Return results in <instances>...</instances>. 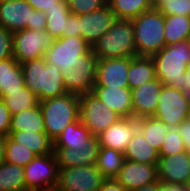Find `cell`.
Masks as SVG:
<instances>
[{
    "label": "cell",
    "mask_w": 190,
    "mask_h": 191,
    "mask_svg": "<svg viewBox=\"0 0 190 191\" xmlns=\"http://www.w3.org/2000/svg\"><path fill=\"white\" fill-rule=\"evenodd\" d=\"M9 137L29 148L37 156L53 153V141L46 133L30 131H10Z\"/></svg>",
    "instance_id": "26"
},
{
    "label": "cell",
    "mask_w": 190,
    "mask_h": 191,
    "mask_svg": "<svg viewBox=\"0 0 190 191\" xmlns=\"http://www.w3.org/2000/svg\"><path fill=\"white\" fill-rule=\"evenodd\" d=\"M164 16H190V0H166L158 9Z\"/></svg>",
    "instance_id": "38"
},
{
    "label": "cell",
    "mask_w": 190,
    "mask_h": 191,
    "mask_svg": "<svg viewBox=\"0 0 190 191\" xmlns=\"http://www.w3.org/2000/svg\"><path fill=\"white\" fill-rule=\"evenodd\" d=\"M7 136L0 135V163L4 161Z\"/></svg>",
    "instance_id": "47"
},
{
    "label": "cell",
    "mask_w": 190,
    "mask_h": 191,
    "mask_svg": "<svg viewBox=\"0 0 190 191\" xmlns=\"http://www.w3.org/2000/svg\"><path fill=\"white\" fill-rule=\"evenodd\" d=\"M162 86V82L155 78L131 90L134 118L154 116Z\"/></svg>",
    "instance_id": "18"
},
{
    "label": "cell",
    "mask_w": 190,
    "mask_h": 191,
    "mask_svg": "<svg viewBox=\"0 0 190 191\" xmlns=\"http://www.w3.org/2000/svg\"><path fill=\"white\" fill-rule=\"evenodd\" d=\"M166 0H150L152 9H159Z\"/></svg>",
    "instance_id": "51"
},
{
    "label": "cell",
    "mask_w": 190,
    "mask_h": 191,
    "mask_svg": "<svg viewBox=\"0 0 190 191\" xmlns=\"http://www.w3.org/2000/svg\"><path fill=\"white\" fill-rule=\"evenodd\" d=\"M186 98H187V101L190 105V90L189 91H186Z\"/></svg>",
    "instance_id": "52"
},
{
    "label": "cell",
    "mask_w": 190,
    "mask_h": 191,
    "mask_svg": "<svg viewBox=\"0 0 190 191\" xmlns=\"http://www.w3.org/2000/svg\"><path fill=\"white\" fill-rule=\"evenodd\" d=\"M137 130V119L120 117L115 123L99 134L100 147H107L124 153Z\"/></svg>",
    "instance_id": "17"
},
{
    "label": "cell",
    "mask_w": 190,
    "mask_h": 191,
    "mask_svg": "<svg viewBox=\"0 0 190 191\" xmlns=\"http://www.w3.org/2000/svg\"><path fill=\"white\" fill-rule=\"evenodd\" d=\"M92 46L81 36H70L54 39L44 58L46 62L59 69L77 61V58L87 54Z\"/></svg>",
    "instance_id": "11"
},
{
    "label": "cell",
    "mask_w": 190,
    "mask_h": 191,
    "mask_svg": "<svg viewBox=\"0 0 190 191\" xmlns=\"http://www.w3.org/2000/svg\"><path fill=\"white\" fill-rule=\"evenodd\" d=\"M127 191H132L150 183H158L157 164H146L125 160L114 178Z\"/></svg>",
    "instance_id": "15"
},
{
    "label": "cell",
    "mask_w": 190,
    "mask_h": 191,
    "mask_svg": "<svg viewBox=\"0 0 190 191\" xmlns=\"http://www.w3.org/2000/svg\"><path fill=\"white\" fill-rule=\"evenodd\" d=\"M130 57L98 59L94 86L129 87L127 74Z\"/></svg>",
    "instance_id": "14"
},
{
    "label": "cell",
    "mask_w": 190,
    "mask_h": 191,
    "mask_svg": "<svg viewBox=\"0 0 190 191\" xmlns=\"http://www.w3.org/2000/svg\"><path fill=\"white\" fill-rule=\"evenodd\" d=\"M164 37L166 45L176 44L190 38V16H165Z\"/></svg>",
    "instance_id": "29"
},
{
    "label": "cell",
    "mask_w": 190,
    "mask_h": 191,
    "mask_svg": "<svg viewBox=\"0 0 190 191\" xmlns=\"http://www.w3.org/2000/svg\"><path fill=\"white\" fill-rule=\"evenodd\" d=\"M116 20L115 13L108 4L101 9L82 14L80 15L81 37L92 46Z\"/></svg>",
    "instance_id": "16"
},
{
    "label": "cell",
    "mask_w": 190,
    "mask_h": 191,
    "mask_svg": "<svg viewBox=\"0 0 190 191\" xmlns=\"http://www.w3.org/2000/svg\"><path fill=\"white\" fill-rule=\"evenodd\" d=\"M46 14L45 31L50 34L53 39L63 37V30L66 26V18L70 12L69 6H52L44 11Z\"/></svg>",
    "instance_id": "33"
},
{
    "label": "cell",
    "mask_w": 190,
    "mask_h": 191,
    "mask_svg": "<svg viewBox=\"0 0 190 191\" xmlns=\"http://www.w3.org/2000/svg\"><path fill=\"white\" fill-rule=\"evenodd\" d=\"M185 150L190 153V116L187 117L178 127Z\"/></svg>",
    "instance_id": "44"
},
{
    "label": "cell",
    "mask_w": 190,
    "mask_h": 191,
    "mask_svg": "<svg viewBox=\"0 0 190 191\" xmlns=\"http://www.w3.org/2000/svg\"><path fill=\"white\" fill-rule=\"evenodd\" d=\"M10 131H30L46 133L44 119L39 104L25 109L11 117Z\"/></svg>",
    "instance_id": "27"
},
{
    "label": "cell",
    "mask_w": 190,
    "mask_h": 191,
    "mask_svg": "<svg viewBox=\"0 0 190 191\" xmlns=\"http://www.w3.org/2000/svg\"><path fill=\"white\" fill-rule=\"evenodd\" d=\"M132 191H158V183H150Z\"/></svg>",
    "instance_id": "48"
},
{
    "label": "cell",
    "mask_w": 190,
    "mask_h": 191,
    "mask_svg": "<svg viewBox=\"0 0 190 191\" xmlns=\"http://www.w3.org/2000/svg\"><path fill=\"white\" fill-rule=\"evenodd\" d=\"M156 78L155 65L151 56L130 57L127 74L128 85L132 90Z\"/></svg>",
    "instance_id": "24"
},
{
    "label": "cell",
    "mask_w": 190,
    "mask_h": 191,
    "mask_svg": "<svg viewBox=\"0 0 190 191\" xmlns=\"http://www.w3.org/2000/svg\"><path fill=\"white\" fill-rule=\"evenodd\" d=\"M99 139L97 136H92L87 140V146L83 149H66L53 148L58 168H68L73 166H90L95 165L99 152Z\"/></svg>",
    "instance_id": "19"
},
{
    "label": "cell",
    "mask_w": 190,
    "mask_h": 191,
    "mask_svg": "<svg viewBox=\"0 0 190 191\" xmlns=\"http://www.w3.org/2000/svg\"><path fill=\"white\" fill-rule=\"evenodd\" d=\"M13 57V33L0 26V61Z\"/></svg>",
    "instance_id": "39"
},
{
    "label": "cell",
    "mask_w": 190,
    "mask_h": 191,
    "mask_svg": "<svg viewBox=\"0 0 190 191\" xmlns=\"http://www.w3.org/2000/svg\"><path fill=\"white\" fill-rule=\"evenodd\" d=\"M81 36L80 30V15L70 13L66 18L65 30H63V37Z\"/></svg>",
    "instance_id": "41"
},
{
    "label": "cell",
    "mask_w": 190,
    "mask_h": 191,
    "mask_svg": "<svg viewBox=\"0 0 190 191\" xmlns=\"http://www.w3.org/2000/svg\"><path fill=\"white\" fill-rule=\"evenodd\" d=\"M125 160L124 153L112 148L100 147L95 165L105 179H114Z\"/></svg>",
    "instance_id": "30"
},
{
    "label": "cell",
    "mask_w": 190,
    "mask_h": 191,
    "mask_svg": "<svg viewBox=\"0 0 190 191\" xmlns=\"http://www.w3.org/2000/svg\"><path fill=\"white\" fill-rule=\"evenodd\" d=\"M92 51L98 59L137 56L132 21L117 19L92 45Z\"/></svg>",
    "instance_id": "4"
},
{
    "label": "cell",
    "mask_w": 190,
    "mask_h": 191,
    "mask_svg": "<svg viewBox=\"0 0 190 191\" xmlns=\"http://www.w3.org/2000/svg\"><path fill=\"white\" fill-rule=\"evenodd\" d=\"M0 191H27L24 167L5 161L0 163Z\"/></svg>",
    "instance_id": "31"
},
{
    "label": "cell",
    "mask_w": 190,
    "mask_h": 191,
    "mask_svg": "<svg viewBox=\"0 0 190 191\" xmlns=\"http://www.w3.org/2000/svg\"><path fill=\"white\" fill-rule=\"evenodd\" d=\"M33 7L26 0L0 2V26L11 33L24 30L31 23Z\"/></svg>",
    "instance_id": "20"
},
{
    "label": "cell",
    "mask_w": 190,
    "mask_h": 191,
    "mask_svg": "<svg viewBox=\"0 0 190 191\" xmlns=\"http://www.w3.org/2000/svg\"><path fill=\"white\" fill-rule=\"evenodd\" d=\"M138 56H153L165 45V16L158 9H150L131 19Z\"/></svg>",
    "instance_id": "5"
},
{
    "label": "cell",
    "mask_w": 190,
    "mask_h": 191,
    "mask_svg": "<svg viewBox=\"0 0 190 191\" xmlns=\"http://www.w3.org/2000/svg\"><path fill=\"white\" fill-rule=\"evenodd\" d=\"M91 93L120 117H133L131 89L129 87L94 86Z\"/></svg>",
    "instance_id": "21"
},
{
    "label": "cell",
    "mask_w": 190,
    "mask_h": 191,
    "mask_svg": "<svg viewBox=\"0 0 190 191\" xmlns=\"http://www.w3.org/2000/svg\"><path fill=\"white\" fill-rule=\"evenodd\" d=\"M187 188L184 185L178 184H165L158 182V191H186Z\"/></svg>",
    "instance_id": "46"
},
{
    "label": "cell",
    "mask_w": 190,
    "mask_h": 191,
    "mask_svg": "<svg viewBox=\"0 0 190 191\" xmlns=\"http://www.w3.org/2000/svg\"><path fill=\"white\" fill-rule=\"evenodd\" d=\"M157 177L159 182L165 184L186 186L190 177V153L184 151L171 156H160Z\"/></svg>",
    "instance_id": "13"
},
{
    "label": "cell",
    "mask_w": 190,
    "mask_h": 191,
    "mask_svg": "<svg viewBox=\"0 0 190 191\" xmlns=\"http://www.w3.org/2000/svg\"><path fill=\"white\" fill-rule=\"evenodd\" d=\"M98 191H127L115 179H105Z\"/></svg>",
    "instance_id": "45"
},
{
    "label": "cell",
    "mask_w": 190,
    "mask_h": 191,
    "mask_svg": "<svg viewBox=\"0 0 190 191\" xmlns=\"http://www.w3.org/2000/svg\"><path fill=\"white\" fill-rule=\"evenodd\" d=\"M53 40L45 30L16 31L13 33V57L20 64L44 57Z\"/></svg>",
    "instance_id": "9"
},
{
    "label": "cell",
    "mask_w": 190,
    "mask_h": 191,
    "mask_svg": "<svg viewBox=\"0 0 190 191\" xmlns=\"http://www.w3.org/2000/svg\"><path fill=\"white\" fill-rule=\"evenodd\" d=\"M11 112L3 99H0V135L9 136L11 127Z\"/></svg>",
    "instance_id": "40"
},
{
    "label": "cell",
    "mask_w": 190,
    "mask_h": 191,
    "mask_svg": "<svg viewBox=\"0 0 190 191\" xmlns=\"http://www.w3.org/2000/svg\"><path fill=\"white\" fill-rule=\"evenodd\" d=\"M185 78H186V84H185V92L190 90V62L187 65L186 71H185Z\"/></svg>",
    "instance_id": "49"
},
{
    "label": "cell",
    "mask_w": 190,
    "mask_h": 191,
    "mask_svg": "<svg viewBox=\"0 0 190 191\" xmlns=\"http://www.w3.org/2000/svg\"><path fill=\"white\" fill-rule=\"evenodd\" d=\"M46 28V14L39 10L32 12L31 23H27L26 29L29 30H45Z\"/></svg>",
    "instance_id": "43"
},
{
    "label": "cell",
    "mask_w": 190,
    "mask_h": 191,
    "mask_svg": "<svg viewBox=\"0 0 190 191\" xmlns=\"http://www.w3.org/2000/svg\"><path fill=\"white\" fill-rule=\"evenodd\" d=\"M151 57L155 65L156 78L163 85L185 91V71L190 62V41L165 45Z\"/></svg>",
    "instance_id": "1"
},
{
    "label": "cell",
    "mask_w": 190,
    "mask_h": 191,
    "mask_svg": "<svg viewBox=\"0 0 190 191\" xmlns=\"http://www.w3.org/2000/svg\"><path fill=\"white\" fill-rule=\"evenodd\" d=\"M137 129L156 150H160L170 127L154 116L137 119Z\"/></svg>",
    "instance_id": "28"
},
{
    "label": "cell",
    "mask_w": 190,
    "mask_h": 191,
    "mask_svg": "<svg viewBox=\"0 0 190 191\" xmlns=\"http://www.w3.org/2000/svg\"><path fill=\"white\" fill-rule=\"evenodd\" d=\"M97 56L91 50L77 61L60 70L68 93H90L96 82Z\"/></svg>",
    "instance_id": "6"
},
{
    "label": "cell",
    "mask_w": 190,
    "mask_h": 191,
    "mask_svg": "<svg viewBox=\"0 0 190 191\" xmlns=\"http://www.w3.org/2000/svg\"><path fill=\"white\" fill-rule=\"evenodd\" d=\"M104 180L96 165L59 169L58 183L65 191H98Z\"/></svg>",
    "instance_id": "12"
},
{
    "label": "cell",
    "mask_w": 190,
    "mask_h": 191,
    "mask_svg": "<svg viewBox=\"0 0 190 191\" xmlns=\"http://www.w3.org/2000/svg\"><path fill=\"white\" fill-rule=\"evenodd\" d=\"M117 19L131 20L151 8L150 0H107Z\"/></svg>",
    "instance_id": "32"
},
{
    "label": "cell",
    "mask_w": 190,
    "mask_h": 191,
    "mask_svg": "<svg viewBox=\"0 0 190 191\" xmlns=\"http://www.w3.org/2000/svg\"><path fill=\"white\" fill-rule=\"evenodd\" d=\"M46 134L54 142L63 130L79 119L80 96L66 93L39 102Z\"/></svg>",
    "instance_id": "3"
},
{
    "label": "cell",
    "mask_w": 190,
    "mask_h": 191,
    "mask_svg": "<svg viewBox=\"0 0 190 191\" xmlns=\"http://www.w3.org/2000/svg\"><path fill=\"white\" fill-rule=\"evenodd\" d=\"M36 156L37 155L29 150V148L13 141L9 136H7L5 144V162L25 167Z\"/></svg>",
    "instance_id": "35"
},
{
    "label": "cell",
    "mask_w": 190,
    "mask_h": 191,
    "mask_svg": "<svg viewBox=\"0 0 190 191\" xmlns=\"http://www.w3.org/2000/svg\"><path fill=\"white\" fill-rule=\"evenodd\" d=\"M126 160L146 164H158L159 151L150 145L137 129L124 151Z\"/></svg>",
    "instance_id": "25"
},
{
    "label": "cell",
    "mask_w": 190,
    "mask_h": 191,
    "mask_svg": "<svg viewBox=\"0 0 190 191\" xmlns=\"http://www.w3.org/2000/svg\"><path fill=\"white\" fill-rule=\"evenodd\" d=\"M25 86L23 69L20 63L10 57L0 61V99L8 92L20 91Z\"/></svg>",
    "instance_id": "22"
},
{
    "label": "cell",
    "mask_w": 190,
    "mask_h": 191,
    "mask_svg": "<svg viewBox=\"0 0 190 191\" xmlns=\"http://www.w3.org/2000/svg\"><path fill=\"white\" fill-rule=\"evenodd\" d=\"M79 115L81 122L93 136H98L120 118L91 92L80 95Z\"/></svg>",
    "instance_id": "8"
},
{
    "label": "cell",
    "mask_w": 190,
    "mask_h": 191,
    "mask_svg": "<svg viewBox=\"0 0 190 191\" xmlns=\"http://www.w3.org/2000/svg\"><path fill=\"white\" fill-rule=\"evenodd\" d=\"M93 135L84 126L80 118L70 123L53 142V148L83 149Z\"/></svg>",
    "instance_id": "23"
},
{
    "label": "cell",
    "mask_w": 190,
    "mask_h": 191,
    "mask_svg": "<svg viewBox=\"0 0 190 191\" xmlns=\"http://www.w3.org/2000/svg\"><path fill=\"white\" fill-rule=\"evenodd\" d=\"M25 86L38 98L39 102L68 93L62 71L46 62L44 57L21 64Z\"/></svg>",
    "instance_id": "2"
},
{
    "label": "cell",
    "mask_w": 190,
    "mask_h": 191,
    "mask_svg": "<svg viewBox=\"0 0 190 191\" xmlns=\"http://www.w3.org/2000/svg\"><path fill=\"white\" fill-rule=\"evenodd\" d=\"M3 101L6 103L11 115L39 104L37 96L26 86L22 87L20 91L8 92Z\"/></svg>",
    "instance_id": "34"
},
{
    "label": "cell",
    "mask_w": 190,
    "mask_h": 191,
    "mask_svg": "<svg viewBox=\"0 0 190 191\" xmlns=\"http://www.w3.org/2000/svg\"><path fill=\"white\" fill-rule=\"evenodd\" d=\"M184 151L186 150L178 128H170L169 133L166 135V138L159 150V156H171L175 153L177 154Z\"/></svg>",
    "instance_id": "36"
},
{
    "label": "cell",
    "mask_w": 190,
    "mask_h": 191,
    "mask_svg": "<svg viewBox=\"0 0 190 191\" xmlns=\"http://www.w3.org/2000/svg\"><path fill=\"white\" fill-rule=\"evenodd\" d=\"M190 116V105L186 92L172 86L163 85L154 117L168 127H178Z\"/></svg>",
    "instance_id": "7"
},
{
    "label": "cell",
    "mask_w": 190,
    "mask_h": 191,
    "mask_svg": "<svg viewBox=\"0 0 190 191\" xmlns=\"http://www.w3.org/2000/svg\"><path fill=\"white\" fill-rule=\"evenodd\" d=\"M185 187L187 188V190H190V177H189L188 182Z\"/></svg>",
    "instance_id": "53"
},
{
    "label": "cell",
    "mask_w": 190,
    "mask_h": 191,
    "mask_svg": "<svg viewBox=\"0 0 190 191\" xmlns=\"http://www.w3.org/2000/svg\"><path fill=\"white\" fill-rule=\"evenodd\" d=\"M41 191H65V190L59 183H56V184L47 186L44 190H41Z\"/></svg>",
    "instance_id": "50"
},
{
    "label": "cell",
    "mask_w": 190,
    "mask_h": 191,
    "mask_svg": "<svg viewBox=\"0 0 190 191\" xmlns=\"http://www.w3.org/2000/svg\"><path fill=\"white\" fill-rule=\"evenodd\" d=\"M67 4L71 13L82 15L101 9L107 0H67Z\"/></svg>",
    "instance_id": "37"
},
{
    "label": "cell",
    "mask_w": 190,
    "mask_h": 191,
    "mask_svg": "<svg viewBox=\"0 0 190 191\" xmlns=\"http://www.w3.org/2000/svg\"><path fill=\"white\" fill-rule=\"evenodd\" d=\"M59 168L54 152L36 156L24 167L27 191H41L58 183Z\"/></svg>",
    "instance_id": "10"
},
{
    "label": "cell",
    "mask_w": 190,
    "mask_h": 191,
    "mask_svg": "<svg viewBox=\"0 0 190 191\" xmlns=\"http://www.w3.org/2000/svg\"><path fill=\"white\" fill-rule=\"evenodd\" d=\"M34 10L44 12L52 6H68L67 0H26Z\"/></svg>",
    "instance_id": "42"
}]
</instances>
